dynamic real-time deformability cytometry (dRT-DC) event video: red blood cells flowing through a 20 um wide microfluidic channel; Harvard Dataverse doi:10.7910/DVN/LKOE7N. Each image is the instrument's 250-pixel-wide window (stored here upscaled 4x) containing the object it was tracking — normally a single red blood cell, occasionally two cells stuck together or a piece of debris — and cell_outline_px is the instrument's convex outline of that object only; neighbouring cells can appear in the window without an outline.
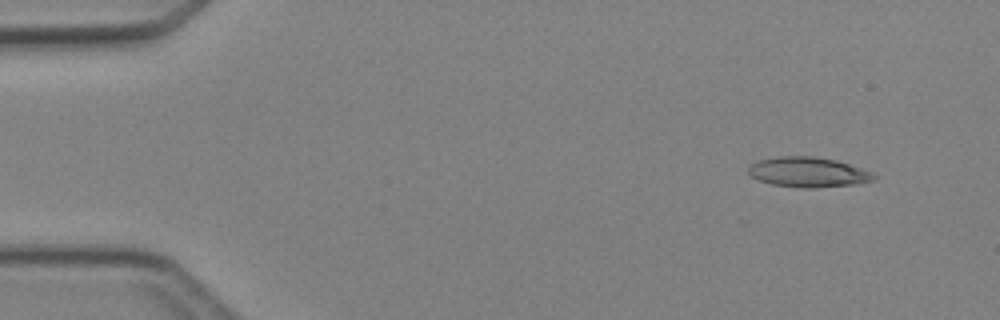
{"species": "Egyptian fruit bat (a non-hibernating species)", "species_latin": "Rousettus aegyptiacus", "temperature_condition": "cold", "stored_images_in_passage": 5, "camera_frame_rate_fps": 3000, "um_per_image_px": 0.085, "animal": {"sex": "female"}, "frame": {"image": 1, "passage_image": 1, "time_ms": 0.0, "image_size_px": [1000, 320], "cell_outline_px": [[876, 176], [872, 180], [856, 184], [816, 188], [800, 188], [772, 184], [760, 180], [752, 176], [748, 172], [748, 168], [756, 160], [776, 156], [812, 156], [836, 160], [872, 172]], "centroid_in_image_um": [68.66, 14.63], "position_along_channel_um": 16.3, "area_um2": 21.91}}
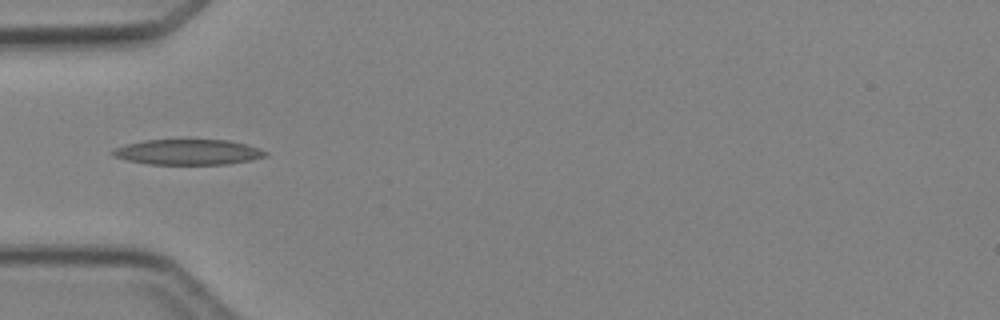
{"frame": {"image": 2, "passage_image": 4, "time_ms": 3.667, "image_size_px": [1000, 320], "cell_outline_px": [[268, 156], [252, 160], [228, 164], [148, 164], [128, 160], [112, 156], [108, 152], [112, 148], [144, 140], [228, 140], [260, 148], [268, 152]], "centroid_in_image_um": [15.97, 12.93], "position_along_channel_um": 69.0, "area_um2": 22.72}}
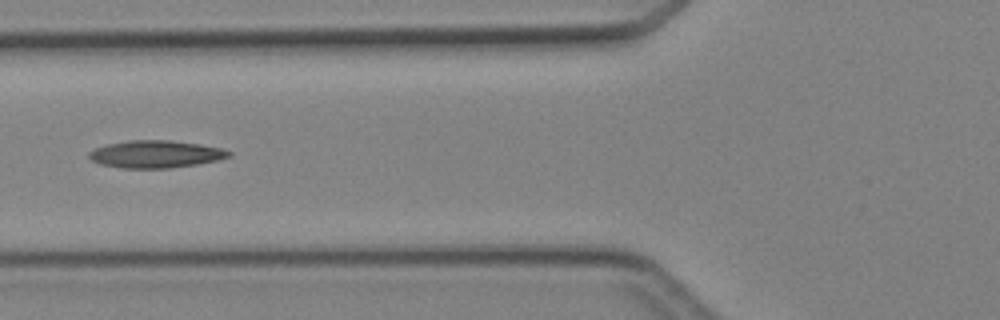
{"frame": {"image": 3, "passage_image": 5, "time_ms": 4.667, "image_size_px": [1000, 320], "cell_outline_px": [[232, 156], [220, 160], [172, 168], [124, 168], [100, 164], [92, 160], [88, 156], [88, 152], [96, 148], [108, 144], [128, 140], [168, 140], [200, 144], [224, 148], [232, 152]], "centroid_in_image_um": [13.28, 13.1], "position_along_channel_um": 112.5, "area_um2": 22.43}}